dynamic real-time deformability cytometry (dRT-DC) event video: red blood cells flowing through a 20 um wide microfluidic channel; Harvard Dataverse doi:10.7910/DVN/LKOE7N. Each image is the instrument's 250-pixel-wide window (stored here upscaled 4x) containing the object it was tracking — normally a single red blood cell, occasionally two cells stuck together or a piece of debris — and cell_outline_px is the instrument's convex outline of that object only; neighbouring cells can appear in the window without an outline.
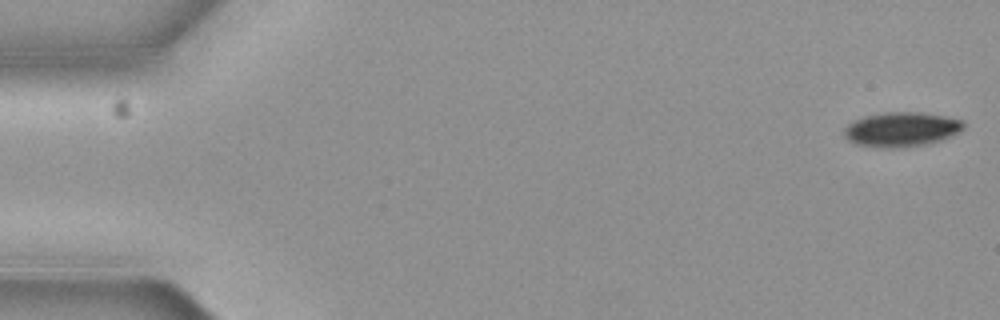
{"species": "common noctule bat (a hibernating species)", "species_latin": "Nyctalus noctula", "temperature_condition": "cold", "stored_images_in_passage": 5, "camera_frame_rate_fps": 3000, "um_per_image_px": 0.085, "animal": {"sex": "female", "body_mass_g": 19.3, "forearm_length_mm": 54.1}, "frame": {"image": 1, "passage_image": 1, "time_ms": 0.0, "image_size_px": [1000, 320], "cell_outline_px": [[964, 128], [960, 132], [940, 140], [920, 144], [856, 144], [848, 140], [844, 136], [844, 128], [848, 124], [864, 116], [884, 112], [920, 112], [944, 116], [964, 120]], "centroid_in_image_um": [76.66, 10.92], "position_along_channel_um": 8.3, "area_um2": 22.77}}
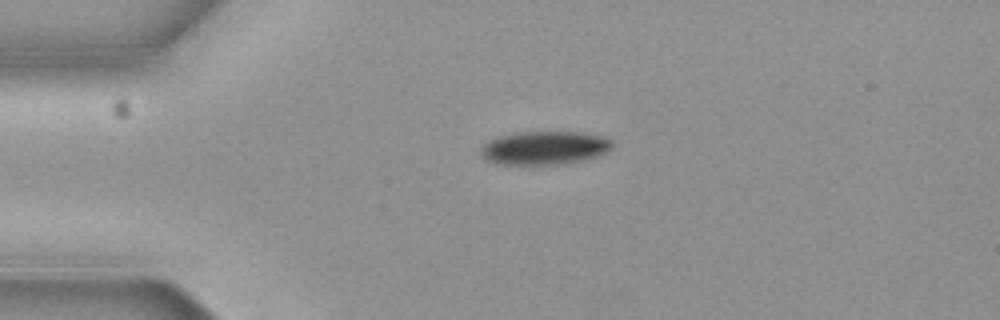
{"frame": {"image": 2, "passage_image": 4, "time_ms": 1.0, "image_size_px": [1000, 320], "cell_outline_px": [[612, 144], [600, 156], [584, 160], [564, 164], [500, 164], [488, 160], [484, 156], [484, 144], [500, 136], [520, 132], [580, 132], [600, 136], [612, 140]], "centroid_in_image_um": [46.34, 12.57], "position_along_channel_um": 38.7, "area_um2": 25.03}}